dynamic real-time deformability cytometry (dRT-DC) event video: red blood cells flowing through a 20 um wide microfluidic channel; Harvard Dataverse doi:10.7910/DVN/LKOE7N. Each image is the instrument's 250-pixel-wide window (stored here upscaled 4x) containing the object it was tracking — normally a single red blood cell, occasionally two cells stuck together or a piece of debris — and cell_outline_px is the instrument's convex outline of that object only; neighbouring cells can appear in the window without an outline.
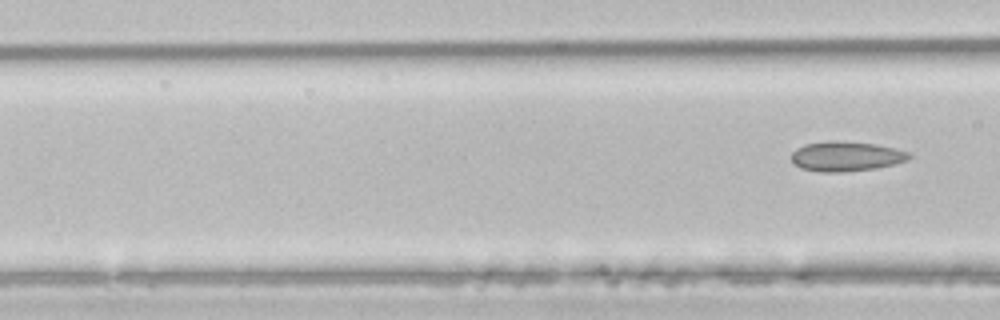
{"species": "common noctule bat (a hibernating species)", "species_latin": "Nyctalus noctula", "temperature_condition": "room temperature", "stored_images_in_passage": 5, "segment_of_instrument_passage": [2, 2], "camera_frame_rate_fps": 3000, "um_per_image_px": 0.085, "animal": {"sex": "male", "body_mass_g": 21.5, "forearm_length_mm": 52.0}, "frame": {"image": 1, "passage_image": 5, "time_ms": 1.333, "image_size_px": [1000, 320], "cell_outline_px": [[912, 156], [908, 160], [876, 168], [840, 172], [820, 172], [800, 168], [792, 160], [792, 152], [796, 148], [804, 144], [832, 140], [876, 144], [908, 152]], "centroid_in_image_um": [71.89, 13.28], "position_along_channel_um": 94.7, "area_um2": 20.29}}